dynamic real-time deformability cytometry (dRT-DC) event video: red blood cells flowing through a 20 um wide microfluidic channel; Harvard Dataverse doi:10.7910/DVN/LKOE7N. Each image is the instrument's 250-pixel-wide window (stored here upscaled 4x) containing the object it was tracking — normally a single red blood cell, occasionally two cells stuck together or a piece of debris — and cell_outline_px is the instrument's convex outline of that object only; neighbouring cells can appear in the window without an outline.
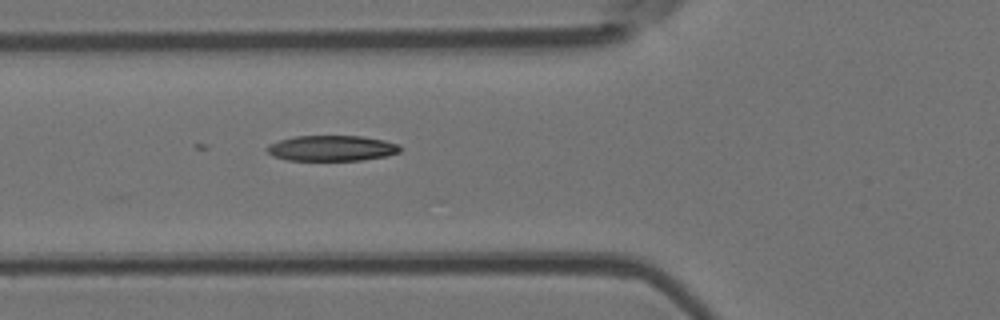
{"species": "Egyptian fruit bat (a non-hibernating species)", "species_latin": "Rousettus aegyptiacus", "temperature_condition": "room temperature", "stored_images_in_passage": 5, "camera_frame_rate_fps": 3000, "um_per_image_px": 0.085, "animal": {"sex": "female"}, "frame": {"image": 1, "passage_image": 5, "time_ms": 5.333, "image_size_px": [1000, 320], "cell_outline_px": [[400, 152], [388, 156], [360, 160], [288, 160], [272, 156], [264, 148], [268, 144], [280, 140], [296, 136], [360, 136], [384, 140], [396, 144], [400, 148]], "centroid_in_image_um": [28.16, 12.6], "position_along_channel_um": 97.6, "area_um2": 19.77}}